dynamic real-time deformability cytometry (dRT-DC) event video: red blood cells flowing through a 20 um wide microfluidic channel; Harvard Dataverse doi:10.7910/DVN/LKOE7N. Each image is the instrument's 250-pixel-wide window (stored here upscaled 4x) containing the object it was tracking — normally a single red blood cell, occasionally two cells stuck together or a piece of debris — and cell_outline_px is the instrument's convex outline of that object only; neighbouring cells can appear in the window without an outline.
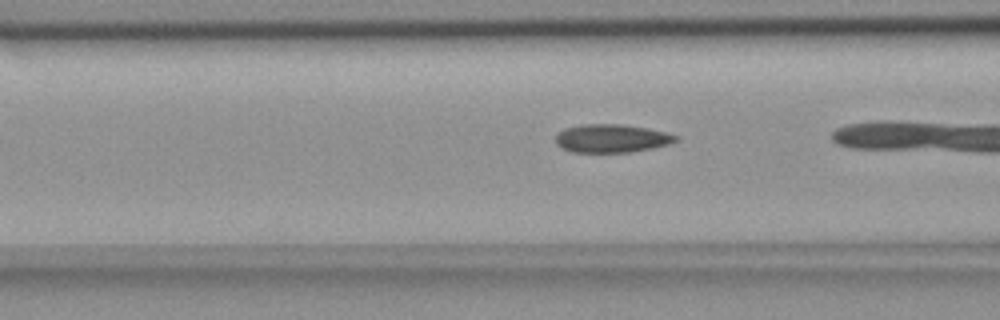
{"species": "common noctule bat (a hibernating species)", "species_latin": "Nyctalus noctula", "temperature_condition": "room temperature", "stored_images_in_passage": 19, "camera_frame_rate_fps": 3000, "um_per_image_px": 0.085, "animal": {"sex": "female", "body_mass_g": 18.4}, "frame": {"image": 1, "passage_image": 6, "time_ms": 1.667, "image_size_px": [1000, 320], "cell_outline_px": [[680, 140], [668, 144], [652, 148], [632, 152], [572, 152], [556, 144], [556, 136], [564, 128], [580, 124], [620, 124], [648, 128], [668, 132], [680, 136]], "centroid_in_image_um": [52.04, 11.75], "position_along_channel_um": 114.6, "area_um2": 19.94}}
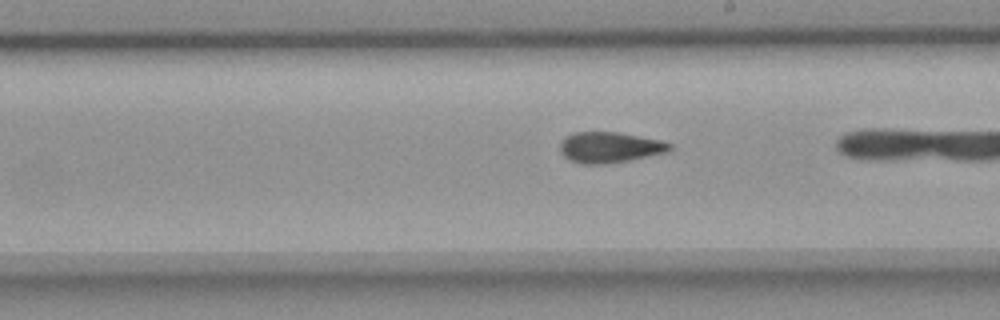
{"frame": {"image": 2, "passage_image": 16, "time_ms": 5.0, "image_size_px": [1000, 320], "cell_outline_px": [[672, 148], [668, 152], [628, 160], [604, 164], [580, 164], [564, 156], [560, 152], [560, 144], [568, 136], [576, 132], [616, 132], [660, 140], [672, 144]], "centroid_in_image_um": [51.84, 12.53], "position_along_channel_um": 237.2, "area_um2": 19.36}}